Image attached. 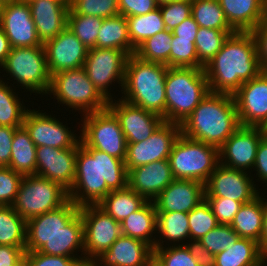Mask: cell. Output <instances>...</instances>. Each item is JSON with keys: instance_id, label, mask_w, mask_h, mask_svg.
Wrapping results in <instances>:
<instances>
[{"instance_id": "cell-25", "label": "cell", "mask_w": 267, "mask_h": 266, "mask_svg": "<svg viewBox=\"0 0 267 266\" xmlns=\"http://www.w3.org/2000/svg\"><path fill=\"white\" fill-rule=\"evenodd\" d=\"M28 4L37 35L43 44L67 27L69 0H34Z\"/></svg>"}, {"instance_id": "cell-43", "label": "cell", "mask_w": 267, "mask_h": 266, "mask_svg": "<svg viewBox=\"0 0 267 266\" xmlns=\"http://www.w3.org/2000/svg\"><path fill=\"white\" fill-rule=\"evenodd\" d=\"M188 224L190 239L193 240L201 239L218 225L216 216L206 199L188 213Z\"/></svg>"}, {"instance_id": "cell-63", "label": "cell", "mask_w": 267, "mask_h": 266, "mask_svg": "<svg viewBox=\"0 0 267 266\" xmlns=\"http://www.w3.org/2000/svg\"><path fill=\"white\" fill-rule=\"evenodd\" d=\"M264 266H267V252L264 254Z\"/></svg>"}, {"instance_id": "cell-38", "label": "cell", "mask_w": 267, "mask_h": 266, "mask_svg": "<svg viewBox=\"0 0 267 266\" xmlns=\"http://www.w3.org/2000/svg\"><path fill=\"white\" fill-rule=\"evenodd\" d=\"M126 21L130 42L135 49L146 39L166 30L159 7L144 15L126 17Z\"/></svg>"}, {"instance_id": "cell-42", "label": "cell", "mask_w": 267, "mask_h": 266, "mask_svg": "<svg viewBox=\"0 0 267 266\" xmlns=\"http://www.w3.org/2000/svg\"><path fill=\"white\" fill-rule=\"evenodd\" d=\"M104 18L80 15L68 11L67 28L88 48L96 45L97 36Z\"/></svg>"}, {"instance_id": "cell-29", "label": "cell", "mask_w": 267, "mask_h": 266, "mask_svg": "<svg viewBox=\"0 0 267 266\" xmlns=\"http://www.w3.org/2000/svg\"><path fill=\"white\" fill-rule=\"evenodd\" d=\"M120 224L123 235L142 240L153 249L155 248L157 211L153 201H147L137 211L130 213Z\"/></svg>"}, {"instance_id": "cell-52", "label": "cell", "mask_w": 267, "mask_h": 266, "mask_svg": "<svg viewBox=\"0 0 267 266\" xmlns=\"http://www.w3.org/2000/svg\"><path fill=\"white\" fill-rule=\"evenodd\" d=\"M158 7L157 0H118L120 14L125 17L144 15Z\"/></svg>"}, {"instance_id": "cell-51", "label": "cell", "mask_w": 267, "mask_h": 266, "mask_svg": "<svg viewBox=\"0 0 267 266\" xmlns=\"http://www.w3.org/2000/svg\"><path fill=\"white\" fill-rule=\"evenodd\" d=\"M216 216L218 224L230 225L238 212L241 202L224 197H205Z\"/></svg>"}, {"instance_id": "cell-7", "label": "cell", "mask_w": 267, "mask_h": 266, "mask_svg": "<svg viewBox=\"0 0 267 266\" xmlns=\"http://www.w3.org/2000/svg\"><path fill=\"white\" fill-rule=\"evenodd\" d=\"M175 179L194 180L205 184L219 162V148L179 135L169 155Z\"/></svg>"}, {"instance_id": "cell-6", "label": "cell", "mask_w": 267, "mask_h": 266, "mask_svg": "<svg viewBox=\"0 0 267 266\" xmlns=\"http://www.w3.org/2000/svg\"><path fill=\"white\" fill-rule=\"evenodd\" d=\"M47 95L56 99L58 104H65L67 109L71 108L72 112L75 110L82 113L81 115L99 112L108 106V101L89 80L83 67L52 75Z\"/></svg>"}, {"instance_id": "cell-10", "label": "cell", "mask_w": 267, "mask_h": 266, "mask_svg": "<svg viewBox=\"0 0 267 266\" xmlns=\"http://www.w3.org/2000/svg\"><path fill=\"white\" fill-rule=\"evenodd\" d=\"M82 116L80 140L90 148L125 161L127 141L115 115L107 108Z\"/></svg>"}, {"instance_id": "cell-56", "label": "cell", "mask_w": 267, "mask_h": 266, "mask_svg": "<svg viewBox=\"0 0 267 266\" xmlns=\"http://www.w3.org/2000/svg\"><path fill=\"white\" fill-rule=\"evenodd\" d=\"M15 127L0 126V167H8Z\"/></svg>"}, {"instance_id": "cell-33", "label": "cell", "mask_w": 267, "mask_h": 266, "mask_svg": "<svg viewBox=\"0 0 267 266\" xmlns=\"http://www.w3.org/2000/svg\"><path fill=\"white\" fill-rule=\"evenodd\" d=\"M36 149L26 128H16L8 167L23 176L36 175Z\"/></svg>"}, {"instance_id": "cell-1", "label": "cell", "mask_w": 267, "mask_h": 266, "mask_svg": "<svg viewBox=\"0 0 267 266\" xmlns=\"http://www.w3.org/2000/svg\"><path fill=\"white\" fill-rule=\"evenodd\" d=\"M128 187L125 161L86 146L77 147L74 184L69 200L77 206L98 205L111 191Z\"/></svg>"}, {"instance_id": "cell-48", "label": "cell", "mask_w": 267, "mask_h": 266, "mask_svg": "<svg viewBox=\"0 0 267 266\" xmlns=\"http://www.w3.org/2000/svg\"><path fill=\"white\" fill-rule=\"evenodd\" d=\"M85 257L54 256L41 252H25L23 266H83Z\"/></svg>"}, {"instance_id": "cell-47", "label": "cell", "mask_w": 267, "mask_h": 266, "mask_svg": "<svg viewBox=\"0 0 267 266\" xmlns=\"http://www.w3.org/2000/svg\"><path fill=\"white\" fill-rule=\"evenodd\" d=\"M192 0H175L159 5L166 30L173 31L191 16Z\"/></svg>"}, {"instance_id": "cell-14", "label": "cell", "mask_w": 267, "mask_h": 266, "mask_svg": "<svg viewBox=\"0 0 267 266\" xmlns=\"http://www.w3.org/2000/svg\"><path fill=\"white\" fill-rule=\"evenodd\" d=\"M180 134L179 124L164 121L148 139L137 143H127L125 159L127 170L168 159L173 144Z\"/></svg>"}, {"instance_id": "cell-45", "label": "cell", "mask_w": 267, "mask_h": 266, "mask_svg": "<svg viewBox=\"0 0 267 266\" xmlns=\"http://www.w3.org/2000/svg\"><path fill=\"white\" fill-rule=\"evenodd\" d=\"M170 67L198 68V56L192 39L173 35L170 51Z\"/></svg>"}, {"instance_id": "cell-11", "label": "cell", "mask_w": 267, "mask_h": 266, "mask_svg": "<svg viewBox=\"0 0 267 266\" xmlns=\"http://www.w3.org/2000/svg\"><path fill=\"white\" fill-rule=\"evenodd\" d=\"M128 57L126 52L119 49L93 47L88 50L83 69L107 101L114 99V94L110 93L113 83L117 82L121 88L119 92H122Z\"/></svg>"}, {"instance_id": "cell-46", "label": "cell", "mask_w": 267, "mask_h": 266, "mask_svg": "<svg viewBox=\"0 0 267 266\" xmlns=\"http://www.w3.org/2000/svg\"><path fill=\"white\" fill-rule=\"evenodd\" d=\"M239 238L240 236L230 225L218 224L199 240L207 250L216 255L231 248Z\"/></svg>"}, {"instance_id": "cell-44", "label": "cell", "mask_w": 267, "mask_h": 266, "mask_svg": "<svg viewBox=\"0 0 267 266\" xmlns=\"http://www.w3.org/2000/svg\"><path fill=\"white\" fill-rule=\"evenodd\" d=\"M69 10L72 13L104 19L120 14L118 0H69Z\"/></svg>"}, {"instance_id": "cell-34", "label": "cell", "mask_w": 267, "mask_h": 266, "mask_svg": "<svg viewBox=\"0 0 267 266\" xmlns=\"http://www.w3.org/2000/svg\"><path fill=\"white\" fill-rule=\"evenodd\" d=\"M95 47L119 49L133 55L136 49L130 42L126 17L119 14L103 19Z\"/></svg>"}, {"instance_id": "cell-39", "label": "cell", "mask_w": 267, "mask_h": 266, "mask_svg": "<svg viewBox=\"0 0 267 266\" xmlns=\"http://www.w3.org/2000/svg\"><path fill=\"white\" fill-rule=\"evenodd\" d=\"M191 16L199 27L235 31L229 25L218 0H192Z\"/></svg>"}, {"instance_id": "cell-9", "label": "cell", "mask_w": 267, "mask_h": 266, "mask_svg": "<svg viewBox=\"0 0 267 266\" xmlns=\"http://www.w3.org/2000/svg\"><path fill=\"white\" fill-rule=\"evenodd\" d=\"M69 200L68 191L59 183L38 175L23 176L13 209L26 221L58 209Z\"/></svg>"}, {"instance_id": "cell-37", "label": "cell", "mask_w": 267, "mask_h": 266, "mask_svg": "<svg viewBox=\"0 0 267 266\" xmlns=\"http://www.w3.org/2000/svg\"><path fill=\"white\" fill-rule=\"evenodd\" d=\"M27 221L12 205H0V245L25 246Z\"/></svg>"}, {"instance_id": "cell-58", "label": "cell", "mask_w": 267, "mask_h": 266, "mask_svg": "<svg viewBox=\"0 0 267 266\" xmlns=\"http://www.w3.org/2000/svg\"><path fill=\"white\" fill-rule=\"evenodd\" d=\"M199 29V25L193 19L192 16L185 19L181 24H179L173 31L172 34L179 38L192 39L195 43L196 35Z\"/></svg>"}, {"instance_id": "cell-50", "label": "cell", "mask_w": 267, "mask_h": 266, "mask_svg": "<svg viewBox=\"0 0 267 266\" xmlns=\"http://www.w3.org/2000/svg\"><path fill=\"white\" fill-rule=\"evenodd\" d=\"M22 178V174L9 167H0V205L14 203Z\"/></svg>"}, {"instance_id": "cell-5", "label": "cell", "mask_w": 267, "mask_h": 266, "mask_svg": "<svg viewBox=\"0 0 267 266\" xmlns=\"http://www.w3.org/2000/svg\"><path fill=\"white\" fill-rule=\"evenodd\" d=\"M208 93L204 68L168 67L165 79L166 122L181 125Z\"/></svg>"}, {"instance_id": "cell-13", "label": "cell", "mask_w": 267, "mask_h": 266, "mask_svg": "<svg viewBox=\"0 0 267 266\" xmlns=\"http://www.w3.org/2000/svg\"><path fill=\"white\" fill-rule=\"evenodd\" d=\"M52 116L54 115L43 113L40 108L38 111L36 109L27 111L23 126L29 132L35 146L58 149L77 148L80 144V136L75 133V130L72 132L66 124Z\"/></svg>"}, {"instance_id": "cell-15", "label": "cell", "mask_w": 267, "mask_h": 266, "mask_svg": "<svg viewBox=\"0 0 267 266\" xmlns=\"http://www.w3.org/2000/svg\"><path fill=\"white\" fill-rule=\"evenodd\" d=\"M266 133L263 127L240 126L219 148L220 164L251 173L259 142Z\"/></svg>"}, {"instance_id": "cell-28", "label": "cell", "mask_w": 267, "mask_h": 266, "mask_svg": "<svg viewBox=\"0 0 267 266\" xmlns=\"http://www.w3.org/2000/svg\"><path fill=\"white\" fill-rule=\"evenodd\" d=\"M38 252L54 256L85 257L81 214L79 213L67 226L60 228ZM78 252L81 254L78 255Z\"/></svg>"}, {"instance_id": "cell-64", "label": "cell", "mask_w": 267, "mask_h": 266, "mask_svg": "<svg viewBox=\"0 0 267 266\" xmlns=\"http://www.w3.org/2000/svg\"><path fill=\"white\" fill-rule=\"evenodd\" d=\"M10 0H0V5L3 6L5 3H7Z\"/></svg>"}, {"instance_id": "cell-23", "label": "cell", "mask_w": 267, "mask_h": 266, "mask_svg": "<svg viewBox=\"0 0 267 266\" xmlns=\"http://www.w3.org/2000/svg\"><path fill=\"white\" fill-rule=\"evenodd\" d=\"M205 199V185L194 180L174 179L154 200L157 212H186Z\"/></svg>"}, {"instance_id": "cell-57", "label": "cell", "mask_w": 267, "mask_h": 266, "mask_svg": "<svg viewBox=\"0 0 267 266\" xmlns=\"http://www.w3.org/2000/svg\"><path fill=\"white\" fill-rule=\"evenodd\" d=\"M185 246L190 254L195 258L198 266H215V255L207 250L200 240L190 239Z\"/></svg>"}, {"instance_id": "cell-22", "label": "cell", "mask_w": 267, "mask_h": 266, "mask_svg": "<svg viewBox=\"0 0 267 266\" xmlns=\"http://www.w3.org/2000/svg\"><path fill=\"white\" fill-rule=\"evenodd\" d=\"M36 154V175L59 183L69 191L74 184L77 148L39 146Z\"/></svg>"}, {"instance_id": "cell-12", "label": "cell", "mask_w": 267, "mask_h": 266, "mask_svg": "<svg viewBox=\"0 0 267 266\" xmlns=\"http://www.w3.org/2000/svg\"><path fill=\"white\" fill-rule=\"evenodd\" d=\"M84 227L85 263H91L122 234L121 224L98 205L80 207Z\"/></svg>"}, {"instance_id": "cell-65", "label": "cell", "mask_w": 267, "mask_h": 266, "mask_svg": "<svg viewBox=\"0 0 267 266\" xmlns=\"http://www.w3.org/2000/svg\"><path fill=\"white\" fill-rule=\"evenodd\" d=\"M21 1L26 2V3H30V2H32L34 0H21Z\"/></svg>"}, {"instance_id": "cell-60", "label": "cell", "mask_w": 267, "mask_h": 266, "mask_svg": "<svg viewBox=\"0 0 267 266\" xmlns=\"http://www.w3.org/2000/svg\"><path fill=\"white\" fill-rule=\"evenodd\" d=\"M265 197L267 198V196L263 197V212H264L263 232L259 243L261 252L263 254L267 252V199Z\"/></svg>"}, {"instance_id": "cell-18", "label": "cell", "mask_w": 267, "mask_h": 266, "mask_svg": "<svg viewBox=\"0 0 267 266\" xmlns=\"http://www.w3.org/2000/svg\"><path fill=\"white\" fill-rule=\"evenodd\" d=\"M107 108L118 119L127 143H137L148 139L164 122L161 116L121 98L108 101Z\"/></svg>"}, {"instance_id": "cell-40", "label": "cell", "mask_w": 267, "mask_h": 266, "mask_svg": "<svg viewBox=\"0 0 267 266\" xmlns=\"http://www.w3.org/2000/svg\"><path fill=\"white\" fill-rule=\"evenodd\" d=\"M172 38V31L164 30L159 32L140 44L136 48L134 55L144 61L163 64L170 67Z\"/></svg>"}, {"instance_id": "cell-27", "label": "cell", "mask_w": 267, "mask_h": 266, "mask_svg": "<svg viewBox=\"0 0 267 266\" xmlns=\"http://www.w3.org/2000/svg\"><path fill=\"white\" fill-rule=\"evenodd\" d=\"M229 25L236 32H250L266 16V0H218Z\"/></svg>"}, {"instance_id": "cell-67", "label": "cell", "mask_w": 267, "mask_h": 266, "mask_svg": "<svg viewBox=\"0 0 267 266\" xmlns=\"http://www.w3.org/2000/svg\"><path fill=\"white\" fill-rule=\"evenodd\" d=\"M83 266H92L91 263H86Z\"/></svg>"}, {"instance_id": "cell-2", "label": "cell", "mask_w": 267, "mask_h": 266, "mask_svg": "<svg viewBox=\"0 0 267 266\" xmlns=\"http://www.w3.org/2000/svg\"><path fill=\"white\" fill-rule=\"evenodd\" d=\"M209 92L233 95L244 82L258 76L260 67L251 32H235L204 66Z\"/></svg>"}, {"instance_id": "cell-17", "label": "cell", "mask_w": 267, "mask_h": 266, "mask_svg": "<svg viewBox=\"0 0 267 266\" xmlns=\"http://www.w3.org/2000/svg\"><path fill=\"white\" fill-rule=\"evenodd\" d=\"M233 97L240 126L267 129V71L244 82Z\"/></svg>"}, {"instance_id": "cell-36", "label": "cell", "mask_w": 267, "mask_h": 266, "mask_svg": "<svg viewBox=\"0 0 267 266\" xmlns=\"http://www.w3.org/2000/svg\"><path fill=\"white\" fill-rule=\"evenodd\" d=\"M4 81L5 79L0 78V126L19 128L23 126L29 109L18 97L19 92H15L16 89L8 85L9 81Z\"/></svg>"}, {"instance_id": "cell-53", "label": "cell", "mask_w": 267, "mask_h": 266, "mask_svg": "<svg viewBox=\"0 0 267 266\" xmlns=\"http://www.w3.org/2000/svg\"><path fill=\"white\" fill-rule=\"evenodd\" d=\"M256 46V54L263 71H267V14L264 19L250 31Z\"/></svg>"}, {"instance_id": "cell-30", "label": "cell", "mask_w": 267, "mask_h": 266, "mask_svg": "<svg viewBox=\"0 0 267 266\" xmlns=\"http://www.w3.org/2000/svg\"><path fill=\"white\" fill-rule=\"evenodd\" d=\"M189 240L188 213L157 212L155 248L166 247L169 244L171 246L185 245L184 242L187 243ZM164 243L166 244L164 245Z\"/></svg>"}, {"instance_id": "cell-41", "label": "cell", "mask_w": 267, "mask_h": 266, "mask_svg": "<svg viewBox=\"0 0 267 266\" xmlns=\"http://www.w3.org/2000/svg\"><path fill=\"white\" fill-rule=\"evenodd\" d=\"M235 32L199 27L195 40L198 68H204L221 50L229 35Z\"/></svg>"}, {"instance_id": "cell-31", "label": "cell", "mask_w": 267, "mask_h": 266, "mask_svg": "<svg viewBox=\"0 0 267 266\" xmlns=\"http://www.w3.org/2000/svg\"><path fill=\"white\" fill-rule=\"evenodd\" d=\"M263 197L256 198L240 206L230 226L241 237L260 243L263 232Z\"/></svg>"}, {"instance_id": "cell-54", "label": "cell", "mask_w": 267, "mask_h": 266, "mask_svg": "<svg viewBox=\"0 0 267 266\" xmlns=\"http://www.w3.org/2000/svg\"><path fill=\"white\" fill-rule=\"evenodd\" d=\"M253 171L256 172L255 180L262 181L267 186V133L262 137L257 148ZM267 190V188H266Z\"/></svg>"}, {"instance_id": "cell-20", "label": "cell", "mask_w": 267, "mask_h": 266, "mask_svg": "<svg viewBox=\"0 0 267 266\" xmlns=\"http://www.w3.org/2000/svg\"><path fill=\"white\" fill-rule=\"evenodd\" d=\"M80 207L68 200L56 210L27 220L25 252H37L60 228L67 226L78 214Z\"/></svg>"}, {"instance_id": "cell-16", "label": "cell", "mask_w": 267, "mask_h": 266, "mask_svg": "<svg viewBox=\"0 0 267 266\" xmlns=\"http://www.w3.org/2000/svg\"><path fill=\"white\" fill-rule=\"evenodd\" d=\"M253 180L254 177L249 172L219 164L204 184L205 197H224L242 204L248 203L261 193L260 190L262 191Z\"/></svg>"}, {"instance_id": "cell-49", "label": "cell", "mask_w": 267, "mask_h": 266, "mask_svg": "<svg viewBox=\"0 0 267 266\" xmlns=\"http://www.w3.org/2000/svg\"><path fill=\"white\" fill-rule=\"evenodd\" d=\"M153 252L165 266H198L185 245L158 247L154 248Z\"/></svg>"}, {"instance_id": "cell-26", "label": "cell", "mask_w": 267, "mask_h": 266, "mask_svg": "<svg viewBox=\"0 0 267 266\" xmlns=\"http://www.w3.org/2000/svg\"><path fill=\"white\" fill-rule=\"evenodd\" d=\"M153 248L142 240L121 234L92 262V266H144Z\"/></svg>"}, {"instance_id": "cell-32", "label": "cell", "mask_w": 267, "mask_h": 266, "mask_svg": "<svg viewBox=\"0 0 267 266\" xmlns=\"http://www.w3.org/2000/svg\"><path fill=\"white\" fill-rule=\"evenodd\" d=\"M215 266H264V254L259 243L239 238L231 248L215 255Z\"/></svg>"}, {"instance_id": "cell-3", "label": "cell", "mask_w": 267, "mask_h": 266, "mask_svg": "<svg viewBox=\"0 0 267 266\" xmlns=\"http://www.w3.org/2000/svg\"><path fill=\"white\" fill-rule=\"evenodd\" d=\"M180 126L184 136L220 148L240 127L233 95L209 92Z\"/></svg>"}, {"instance_id": "cell-21", "label": "cell", "mask_w": 267, "mask_h": 266, "mask_svg": "<svg viewBox=\"0 0 267 266\" xmlns=\"http://www.w3.org/2000/svg\"><path fill=\"white\" fill-rule=\"evenodd\" d=\"M43 45L51 76L83 67L89 50L67 27Z\"/></svg>"}, {"instance_id": "cell-55", "label": "cell", "mask_w": 267, "mask_h": 266, "mask_svg": "<svg viewBox=\"0 0 267 266\" xmlns=\"http://www.w3.org/2000/svg\"><path fill=\"white\" fill-rule=\"evenodd\" d=\"M25 246L0 245V266H23Z\"/></svg>"}, {"instance_id": "cell-61", "label": "cell", "mask_w": 267, "mask_h": 266, "mask_svg": "<svg viewBox=\"0 0 267 266\" xmlns=\"http://www.w3.org/2000/svg\"><path fill=\"white\" fill-rule=\"evenodd\" d=\"M144 266H165L162 260L153 252L146 260Z\"/></svg>"}, {"instance_id": "cell-59", "label": "cell", "mask_w": 267, "mask_h": 266, "mask_svg": "<svg viewBox=\"0 0 267 266\" xmlns=\"http://www.w3.org/2000/svg\"><path fill=\"white\" fill-rule=\"evenodd\" d=\"M10 50L11 46L9 40L3 29L0 27V67L5 63Z\"/></svg>"}, {"instance_id": "cell-4", "label": "cell", "mask_w": 267, "mask_h": 266, "mask_svg": "<svg viewBox=\"0 0 267 266\" xmlns=\"http://www.w3.org/2000/svg\"><path fill=\"white\" fill-rule=\"evenodd\" d=\"M168 66L128 57L120 98L161 116L166 122L165 79Z\"/></svg>"}, {"instance_id": "cell-35", "label": "cell", "mask_w": 267, "mask_h": 266, "mask_svg": "<svg viewBox=\"0 0 267 266\" xmlns=\"http://www.w3.org/2000/svg\"><path fill=\"white\" fill-rule=\"evenodd\" d=\"M147 200L129 187L111 191L99 204L108 215L121 222L130 213L141 208Z\"/></svg>"}, {"instance_id": "cell-66", "label": "cell", "mask_w": 267, "mask_h": 266, "mask_svg": "<svg viewBox=\"0 0 267 266\" xmlns=\"http://www.w3.org/2000/svg\"><path fill=\"white\" fill-rule=\"evenodd\" d=\"M1 11H2V6L0 5V22H1Z\"/></svg>"}, {"instance_id": "cell-62", "label": "cell", "mask_w": 267, "mask_h": 266, "mask_svg": "<svg viewBox=\"0 0 267 266\" xmlns=\"http://www.w3.org/2000/svg\"><path fill=\"white\" fill-rule=\"evenodd\" d=\"M172 1H175V0H157L159 5L164 4V3H168V2H172Z\"/></svg>"}, {"instance_id": "cell-19", "label": "cell", "mask_w": 267, "mask_h": 266, "mask_svg": "<svg viewBox=\"0 0 267 266\" xmlns=\"http://www.w3.org/2000/svg\"><path fill=\"white\" fill-rule=\"evenodd\" d=\"M0 27L11 48L44 46L39 39L28 3L10 0L2 6Z\"/></svg>"}, {"instance_id": "cell-8", "label": "cell", "mask_w": 267, "mask_h": 266, "mask_svg": "<svg viewBox=\"0 0 267 266\" xmlns=\"http://www.w3.org/2000/svg\"><path fill=\"white\" fill-rule=\"evenodd\" d=\"M7 73L8 78H13L12 86L17 83V88L27 89L34 95H47L51 75L47 67L46 52L44 46L15 47L11 48L5 63L0 67ZM24 87V88H23Z\"/></svg>"}, {"instance_id": "cell-24", "label": "cell", "mask_w": 267, "mask_h": 266, "mask_svg": "<svg viewBox=\"0 0 267 266\" xmlns=\"http://www.w3.org/2000/svg\"><path fill=\"white\" fill-rule=\"evenodd\" d=\"M174 179L168 159L128 171V187L147 201H153Z\"/></svg>"}]
</instances>
